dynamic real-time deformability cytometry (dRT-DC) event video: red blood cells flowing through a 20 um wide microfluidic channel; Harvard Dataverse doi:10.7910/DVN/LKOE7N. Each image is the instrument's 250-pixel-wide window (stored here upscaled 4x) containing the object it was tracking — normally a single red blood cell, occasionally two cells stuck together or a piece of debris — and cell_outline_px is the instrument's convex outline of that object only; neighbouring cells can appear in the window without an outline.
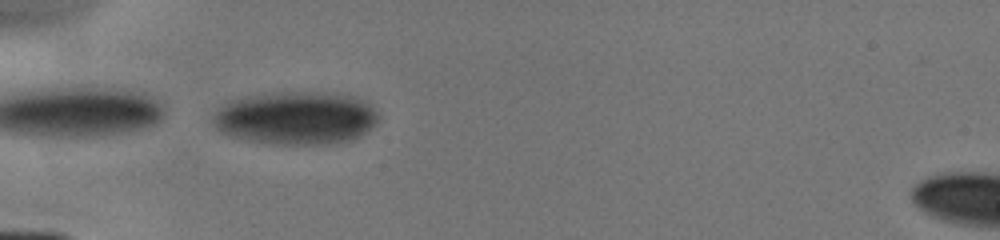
{"species": "human", "species_latin": "Homo sapiens", "temperature_condition": "cold", "stored_images_in_passage": 6, "camera_frame_rate_fps": 3000, "um_per_image_px": 0.085, "donor": {"sex": "male"}, "frame": {"image": 1, "passage_image": 5, "time_ms": 5.0, "image_size_px": [1000, 240], "cell_outline_px": [[380, 116], [376, 124], [360, 136], [352, 140], [332, 144], [280, 144], [252, 140], [232, 136], [220, 132], [212, 124], [212, 116], [216, 108], [228, 100], [244, 96], [276, 92], [320, 92], [356, 96], [368, 100], [372, 104]], "centroid_in_image_um": [25.17, 10.01], "position_along_channel_um": 59.8, "area_um2": 51.96}}